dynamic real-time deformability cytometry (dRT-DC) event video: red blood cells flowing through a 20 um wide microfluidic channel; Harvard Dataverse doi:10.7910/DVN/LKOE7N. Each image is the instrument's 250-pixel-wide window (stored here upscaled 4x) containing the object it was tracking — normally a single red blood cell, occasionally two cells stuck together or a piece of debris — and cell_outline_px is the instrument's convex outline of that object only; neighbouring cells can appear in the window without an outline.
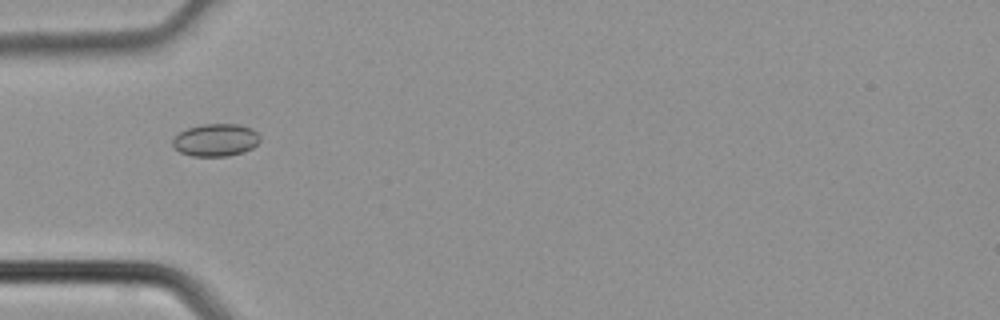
{"species": "common noctule bat (a hibernating species)", "species_latin": "Nyctalus noctula", "temperature_condition": "cold", "stored_images_in_passage": 4, "camera_frame_rate_fps": 3000, "um_per_image_px": 0.085, "animal": {"sex": "male", "body_mass_g": 21.5, "forearm_length_mm": 52.0}, "frame": {"image": 1, "passage_image": 3, "time_ms": 0.667, "image_size_px": [1000, 320], "cell_outline_px": [[260, 140], [252, 148], [244, 152], [228, 156], [192, 156], [180, 152], [172, 144], [172, 140], [180, 132], [188, 128], [204, 124], [240, 124], [252, 128], [260, 136]], "centroid_in_image_um": [18.36, 11.9], "position_along_channel_um": 66.6, "area_um2": 16.53}}
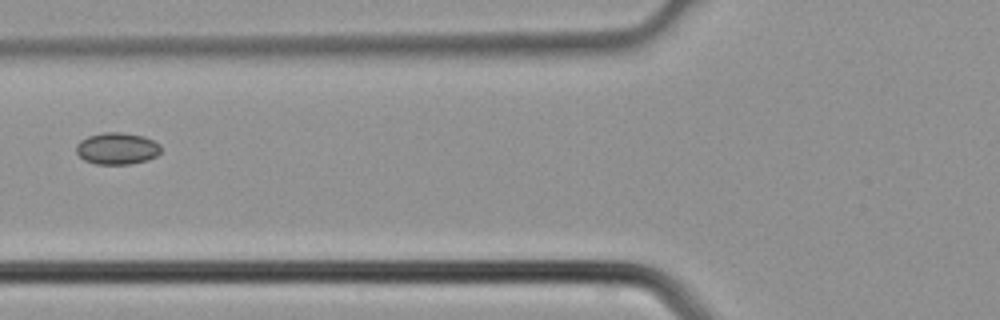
{"frame": {"image": 2, "passage_image": 4, "time_ms": 1.0, "image_size_px": [1000, 320], "cell_outline_px": [[160, 152], [156, 156], [148, 160], [128, 164], [96, 164], [84, 160], [76, 152], [76, 144], [80, 140], [88, 136], [104, 132], [120, 132], [144, 136], [160, 144]], "centroid_in_image_um": [9.94, 12.62], "position_along_channel_um": 115.9, "area_um2": 15.72}}